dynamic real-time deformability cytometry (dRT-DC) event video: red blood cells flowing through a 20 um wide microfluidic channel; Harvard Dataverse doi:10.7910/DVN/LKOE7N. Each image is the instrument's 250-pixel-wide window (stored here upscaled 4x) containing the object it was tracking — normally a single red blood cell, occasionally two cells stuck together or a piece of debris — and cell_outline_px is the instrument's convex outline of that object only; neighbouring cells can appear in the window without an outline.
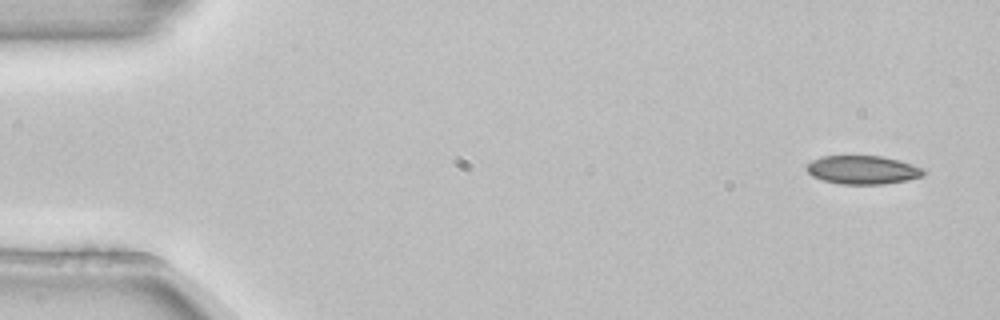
{"species": "common noctule bat (a hibernating species)", "species_latin": "Nyctalus noctula", "temperature_condition": "room temperature", "stored_images_in_passage": 4, "camera_frame_rate_fps": 3000, "um_per_image_px": 0.085, "animal": {"sex": "female", "body_mass_g": 22.7, "forearm_length_mm": 54.2}, "frame": {"image": 1, "passage_image": 1, "time_ms": 0.0, "image_size_px": [1000, 320], "cell_outline_px": [[924, 176], [908, 180], [884, 184], [840, 184], [824, 180], [812, 176], [808, 172], [808, 164], [812, 160], [820, 156], [880, 156], [896, 160], [924, 168]], "centroid_in_image_um": [73.34, 14.44], "position_along_channel_um": 11.7, "area_um2": 19.25}}
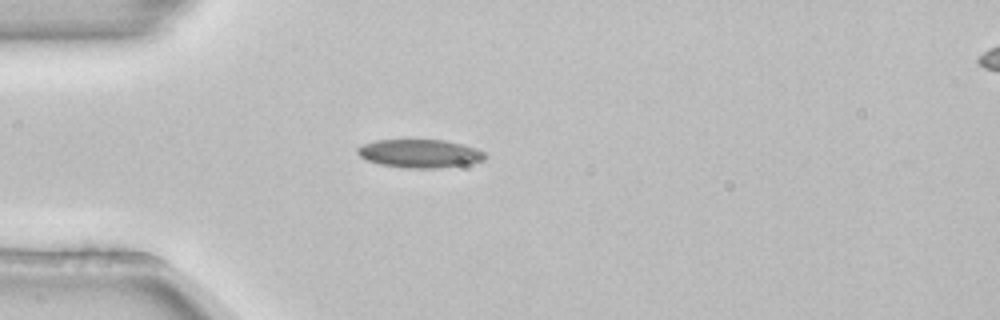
{"frame": {"image": 2, "passage_image": 4, "time_ms": 1.0, "image_size_px": [1000, 320], "cell_outline_px": [[488, 156], [484, 160], [468, 164], [436, 168], [408, 168], [380, 164], [364, 160], [356, 152], [356, 148], [364, 144], [376, 140], [444, 140], [476, 148], [484, 152]], "centroid_in_image_um": [35.67, 13.05], "position_along_channel_um": 49.3, "area_um2": 21.04}}